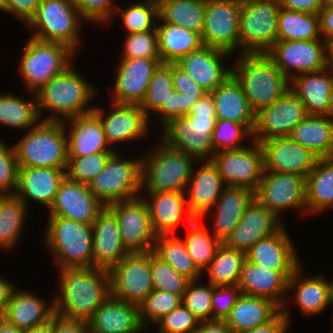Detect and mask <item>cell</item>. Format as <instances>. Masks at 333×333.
I'll use <instances>...</instances> for the list:
<instances>
[{"instance_id":"cell-51","label":"cell","mask_w":333,"mask_h":333,"mask_svg":"<svg viewBox=\"0 0 333 333\" xmlns=\"http://www.w3.org/2000/svg\"><path fill=\"white\" fill-rule=\"evenodd\" d=\"M151 272L153 289L168 291L182 297L188 283L191 281L179 274L170 264L163 261L151 251Z\"/></svg>"},{"instance_id":"cell-12","label":"cell","mask_w":333,"mask_h":333,"mask_svg":"<svg viewBox=\"0 0 333 333\" xmlns=\"http://www.w3.org/2000/svg\"><path fill=\"white\" fill-rule=\"evenodd\" d=\"M110 295L139 305L154 289L151 252L128 253L109 271Z\"/></svg>"},{"instance_id":"cell-46","label":"cell","mask_w":333,"mask_h":333,"mask_svg":"<svg viewBox=\"0 0 333 333\" xmlns=\"http://www.w3.org/2000/svg\"><path fill=\"white\" fill-rule=\"evenodd\" d=\"M245 261L246 253L222 243L210 265L204 270L208 274L207 282L213 286L237 285Z\"/></svg>"},{"instance_id":"cell-16","label":"cell","mask_w":333,"mask_h":333,"mask_svg":"<svg viewBox=\"0 0 333 333\" xmlns=\"http://www.w3.org/2000/svg\"><path fill=\"white\" fill-rule=\"evenodd\" d=\"M251 142L253 145L213 155L212 161L226 186L257 190L264 172L263 150L258 142Z\"/></svg>"},{"instance_id":"cell-68","label":"cell","mask_w":333,"mask_h":333,"mask_svg":"<svg viewBox=\"0 0 333 333\" xmlns=\"http://www.w3.org/2000/svg\"><path fill=\"white\" fill-rule=\"evenodd\" d=\"M318 15L321 38L325 40L333 37V7L324 5Z\"/></svg>"},{"instance_id":"cell-75","label":"cell","mask_w":333,"mask_h":333,"mask_svg":"<svg viewBox=\"0 0 333 333\" xmlns=\"http://www.w3.org/2000/svg\"><path fill=\"white\" fill-rule=\"evenodd\" d=\"M324 5L333 7V0H324Z\"/></svg>"},{"instance_id":"cell-7","label":"cell","mask_w":333,"mask_h":333,"mask_svg":"<svg viewBox=\"0 0 333 333\" xmlns=\"http://www.w3.org/2000/svg\"><path fill=\"white\" fill-rule=\"evenodd\" d=\"M44 243L60 269L93 267L92 226L59 216H48Z\"/></svg>"},{"instance_id":"cell-61","label":"cell","mask_w":333,"mask_h":333,"mask_svg":"<svg viewBox=\"0 0 333 333\" xmlns=\"http://www.w3.org/2000/svg\"><path fill=\"white\" fill-rule=\"evenodd\" d=\"M237 285L215 286L212 295V320H225L241 295Z\"/></svg>"},{"instance_id":"cell-38","label":"cell","mask_w":333,"mask_h":333,"mask_svg":"<svg viewBox=\"0 0 333 333\" xmlns=\"http://www.w3.org/2000/svg\"><path fill=\"white\" fill-rule=\"evenodd\" d=\"M289 137L318 158L333 157V115H307Z\"/></svg>"},{"instance_id":"cell-65","label":"cell","mask_w":333,"mask_h":333,"mask_svg":"<svg viewBox=\"0 0 333 333\" xmlns=\"http://www.w3.org/2000/svg\"><path fill=\"white\" fill-rule=\"evenodd\" d=\"M52 333H89L88 321L53 315Z\"/></svg>"},{"instance_id":"cell-44","label":"cell","mask_w":333,"mask_h":333,"mask_svg":"<svg viewBox=\"0 0 333 333\" xmlns=\"http://www.w3.org/2000/svg\"><path fill=\"white\" fill-rule=\"evenodd\" d=\"M27 208L14 194L0 195V248L15 247L25 227Z\"/></svg>"},{"instance_id":"cell-6","label":"cell","mask_w":333,"mask_h":333,"mask_svg":"<svg viewBox=\"0 0 333 333\" xmlns=\"http://www.w3.org/2000/svg\"><path fill=\"white\" fill-rule=\"evenodd\" d=\"M67 130L62 121L42 119L13 145L18 166L66 169Z\"/></svg>"},{"instance_id":"cell-41","label":"cell","mask_w":333,"mask_h":333,"mask_svg":"<svg viewBox=\"0 0 333 333\" xmlns=\"http://www.w3.org/2000/svg\"><path fill=\"white\" fill-rule=\"evenodd\" d=\"M305 179L307 214L333 208V157L318 158Z\"/></svg>"},{"instance_id":"cell-22","label":"cell","mask_w":333,"mask_h":333,"mask_svg":"<svg viewBox=\"0 0 333 333\" xmlns=\"http://www.w3.org/2000/svg\"><path fill=\"white\" fill-rule=\"evenodd\" d=\"M121 59L117 65L112 102L141 105L154 71L163 62L148 58Z\"/></svg>"},{"instance_id":"cell-28","label":"cell","mask_w":333,"mask_h":333,"mask_svg":"<svg viewBox=\"0 0 333 333\" xmlns=\"http://www.w3.org/2000/svg\"><path fill=\"white\" fill-rule=\"evenodd\" d=\"M293 273L263 268L246 259L237 286L242 294L268 298L282 308L287 300L284 295L288 292V280Z\"/></svg>"},{"instance_id":"cell-18","label":"cell","mask_w":333,"mask_h":333,"mask_svg":"<svg viewBox=\"0 0 333 333\" xmlns=\"http://www.w3.org/2000/svg\"><path fill=\"white\" fill-rule=\"evenodd\" d=\"M307 116L297 95L288 89L278 100L256 113L254 141L289 137L294 127Z\"/></svg>"},{"instance_id":"cell-50","label":"cell","mask_w":333,"mask_h":333,"mask_svg":"<svg viewBox=\"0 0 333 333\" xmlns=\"http://www.w3.org/2000/svg\"><path fill=\"white\" fill-rule=\"evenodd\" d=\"M181 301L182 297L178 294L154 289L138 305L140 321L143 327L146 329L150 323L151 325L153 323L156 324L161 318L177 308Z\"/></svg>"},{"instance_id":"cell-25","label":"cell","mask_w":333,"mask_h":333,"mask_svg":"<svg viewBox=\"0 0 333 333\" xmlns=\"http://www.w3.org/2000/svg\"><path fill=\"white\" fill-rule=\"evenodd\" d=\"M228 55L231 56L223 50L202 45L198 50L182 56L176 63L207 93H211L231 75V67L223 64Z\"/></svg>"},{"instance_id":"cell-35","label":"cell","mask_w":333,"mask_h":333,"mask_svg":"<svg viewBox=\"0 0 333 333\" xmlns=\"http://www.w3.org/2000/svg\"><path fill=\"white\" fill-rule=\"evenodd\" d=\"M144 197L156 236L175 234L188 207L185 192H148ZM147 198V199H146Z\"/></svg>"},{"instance_id":"cell-64","label":"cell","mask_w":333,"mask_h":333,"mask_svg":"<svg viewBox=\"0 0 333 333\" xmlns=\"http://www.w3.org/2000/svg\"><path fill=\"white\" fill-rule=\"evenodd\" d=\"M283 306L281 310L267 323L241 333H286L290 325L289 309Z\"/></svg>"},{"instance_id":"cell-5","label":"cell","mask_w":333,"mask_h":333,"mask_svg":"<svg viewBox=\"0 0 333 333\" xmlns=\"http://www.w3.org/2000/svg\"><path fill=\"white\" fill-rule=\"evenodd\" d=\"M160 143L141 158V192H185L196 160L163 139Z\"/></svg>"},{"instance_id":"cell-20","label":"cell","mask_w":333,"mask_h":333,"mask_svg":"<svg viewBox=\"0 0 333 333\" xmlns=\"http://www.w3.org/2000/svg\"><path fill=\"white\" fill-rule=\"evenodd\" d=\"M263 150L264 171L300 176L314 168L318 157L290 137H276L259 143Z\"/></svg>"},{"instance_id":"cell-24","label":"cell","mask_w":333,"mask_h":333,"mask_svg":"<svg viewBox=\"0 0 333 333\" xmlns=\"http://www.w3.org/2000/svg\"><path fill=\"white\" fill-rule=\"evenodd\" d=\"M91 226L93 267L109 271L130 253L124 247L115 214L105 206Z\"/></svg>"},{"instance_id":"cell-36","label":"cell","mask_w":333,"mask_h":333,"mask_svg":"<svg viewBox=\"0 0 333 333\" xmlns=\"http://www.w3.org/2000/svg\"><path fill=\"white\" fill-rule=\"evenodd\" d=\"M302 264L294 271L288 280V291H294L291 298L293 303L306 316H314L323 312L332 304L329 292V283L323 276L306 277L302 276ZM301 275V276H300Z\"/></svg>"},{"instance_id":"cell-27","label":"cell","mask_w":333,"mask_h":333,"mask_svg":"<svg viewBox=\"0 0 333 333\" xmlns=\"http://www.w3.org/2000/svg\"><path fill=\"white\" fill-rule=\"evenodd\" d=\"M298 257L285 227L260 239L246 253L249 262L274 271H295L301 265Z\"/></svg>"},{"instance_id":"cell-8","label":"cell","mask_w":333,"mask_h":333,"mask_svg":"<svg viewBox=\"0 0 333 333\" xmlns=\"http://www.w3.org/2000/svg\"><path fill=\"white\" fill-rule=\"evenodd\" d=\"M279 0H242L238 48L240 54L266 53L277 41Z\"/></svg>"},{"instance_id":"cell-56","label":"cell","mask_w":333,"mask_h":333,"mask_svg":"<svg viewBox=\"0 0 333 333\" xmlns=\"http://www.w3.org/2000/svg\"><path fill=\"white\" fill-rule=\"evenodd\" d=\"M122 58H160L157 29L145 32L128 33L123 43Z\"/></svg>"},{"instance_id":"cell-42","label":"cell","mask_w":333,"mask_h":333,"mask_svg":"<svg viewBox=\"0 0 333 333\" xmlns=\"http://www.w3.org/2000/svg\"><path fill=\"white\" fill-rule=\"evenodd\" d=\"M158 3L159 17L165 23L180 25L201 36L206 0H158Z\"/></svg>"},{"instance_id":"cell-67","label":"cell","mask_w":333,"mask_h":333,"mask_svg":"<svg viewBox=\"0 0 333 333\" xmlns=\"http://www.w3.org/2000/svg\"><path fill=\"white\" fill-rule=\"evenodd\" d=\"M206 214H208V213L201 211L199 209L190 208V207H187L184 210L181 220L185 219L184 221H186L190 227L188 229V232L186 233V236H189L192 234H199L207 229L204 227V224L200 223L201 220H203L202 218H204L206 216Z\"/></svg>"},{"instance_id":"cell-23","label":"cell","mask_w":333,"mask_h":333,"mask_svg":"<svg viewBox=\"0 0 333 333\" xmlns=\"http://www.w3.org/2000/svg\"><path fill=\"white\" fill-rule=\"evenodd\" d=\"M112 106H114L113 111L108 114H105L103 108L98 106L93 109L102 123L109 145L128 143L146 137L150 119L145 115L140 105L114 102Z\"/></svg>"},{"instance_id":"cell-10","label":"cell","mask_w":333,"mask_h":333,"mask_svg":"<svg viewBox=\"0 0 333 333\" xmlns=\"http://www.w3.org/2000/svg\"><path fill=\"white\" fill-rule=\"evenodd\" d=\"M81 17L71 0H42L35 16L26 26H30V30L34 27L31 37L61 43L76 52L81 42Z\"/></svg>"},{"instance_id":"cell-11","label":"cell","mask_w":333,"mask_h":333,"mask_svg":"<svg viewBox=\"0 0 333 333\" xmlns=\"http://www.w3.org/2000/svg\"><path fill=\"white\" fill-rule=\"evenodd\" d=\"M27 41L18 69L25 86L34 94L71 65L75 52L57 42L40 41L33 37Z\"/></svg>"},{"instance_id":"cell-59","label":"cell","mask_w":333,"mask_h":333,"mask_svg":"<svg viewBox=\"0 0 333 333\" xmlns=\"http://www.w3.org/2000/svg\"><path fill=\"white\" fill-rule=\"evenodd\" d=\"M172 82L174 90L184 94L187 99V114L190 113L197 101L207 93L176 62L172 63Z\"/></svg>"},{"instance_id":"cell-43","label":"cell","mask_w":333,"mask_h":333,"mask_svg":"<svg viewBox=\"0 0 333 333\" xmlns=\"http://www.w3.org/2000/svg\"><path fill=\"white\" fill-rule=\"evenodd\" d=\"M320 35L319 15L280 8L277 40H316Z\"/></svg>"},{"instance_id":"cell-26","label":"cell","mask_w":333,"mask_h":333,"mask_svg":"<svg viewBox=\"0 0 333 333\" xmlns=\"http://www.w3.org/2000/svg\"><path fill=\"white\" fill-rule=\"evenodd\" d=\"M290 89L304 105L307 115H333V71L325 68L317 72L295 75Z\"/></svg>"},{"instance_id":"cell-17","label":"cell","mask_w":333,"mask_h":333,"mask_svg":"<svg viewBox=\"0 0 333 333\" xmlns=\"http://www.w3.org/2000/svg\"><path fill=\"white\" fill-rule=\"evenodd\" d=\"M265 54L289 80L295 75L327 68L323 39L277 40Z\"/></svg>"},{"instance_id":"cell-72","label":"cell","mask_w":333,"mask_h":333,"mask_svg":"<svg viewBox=\"0 0 333 333\" xmlns=\"http://www.w3.org/2000/svg\"><path fill=\"white\" fill-rule=\"evenodd\" d=\"M325 42V54H326V66L333 71V37H329L324 40Z\"/></svg>"},{"instance_id":"cell-1","label":"cell","mask_w":333,"mask_h":333,"mask_svg":"<svg viewBox=\"0 0 333 333\" xmlns=\"http://www.w3.org/2000/svg\"><path fill=\"white\" fill-rule=\"evenodd\" d=\"M60 292L54 298L55 313L88 321L110 295L108 270L95 267L65 268L59 271Z\"/></svg>"},{"instance_id":"cell-70","label":"cell","mask_w":333,"mask_h":333,"mask_svg":"<svg viewBox=\"0 0 333 333\" xmlns=\"http://www.w3.org/2000/svg\"><path fill=\"white\" fill-rule=\"evenodd\" d=\"M16 288L13 283L5 280L2 276L0 277V314L3 313L8 301L11 298L12 292Z\"/></svg>"},{"instance_id":"cell-69","label":"cell","mask_w":333,"mask_h":333,"mask_svg":"<svg viewBox=\"0 0 333 333\" xmlns=\"http://www.w3.org/2000/svg\"><path fill=\"white\" fill-rule=\"evenodd\" d=\"M194 333H233L225 320H207L199 322Z\"/></svg>"},{"instance_id":"cell-49","label":"cell","mask_w":333,"mask_h":333,"mask_svg":"<svg viewBox=\"0 0 333 333\" xmlns=\"http://www.w3.org/2000/svg\"><path fill=\"white\" fill-rule=\"evenodd\" d=\"M173 90L172 63H161L154 71L145 99L140 105L145 115L150 118L151 111L157 112L163 105H168Z\"/></svg>"},{"instance_id":"cell-29","label":"cell","mask_w":333,"mask_h":333,"mask_svg":"<svg viewBox=\"0 0 333 333\" xmlns=\"http://www.w3.org/2000/svg\"><path fill=\"white\" fill-rule=\"evenodd\" d=\"M62 123L65 127L70 124L66 133L68 157L116 151L106 141L102 123L94 112L68 118Z\"/></svg>"},{"instance_id":"cell-66","label":"cell","mask_w":333,"mask_h":333,"mask_svg":"<svg viewBox=\"0 0 333 333\" xmlns=\"http://www.w3.org/2000/svg\"><path fill=\"white\" fill-rule=\"evenodd\" d=\"M281 8L305 13L319 14L324 7V0H279Z\"/></svg>"},{"instance_id":"cell-32","label":"cell","mask_w":333,"mask_h":333,"mask_svg":"<svg viewBox=\"0 0 333 333\" xmlns=\"http://www.w3.org/2000/svg\"><path fill=\"white\" fill-rule=\"evenodd\" d=\"M47 303L39 295L36 296L27 290H14L1 314L2 319L20 330L30 329L52 319L55 314L54 300Z\"/></svg>"},{"instance_id":"cell-14","label":"cell","mask_w":333,"mask_h":333,"mask_svg":"<svg viewBox=\"0 0 333 333\" xmlns=\"http://www.w3.org/2000/svg\"><path fill=\"white\" fill-rule=\"evenodd\" d=\"M117 219L124 247L130 252H151L156 235L143 195L107 206Z\"/></svg>"},{"instance_id":"cell-9","label":"cell","mask_w":333,"mask_h":333,"mask_svg":"<svg viewBox=\"0 0 333 333\" xmlns=\"http://www.w3.org/2000/svg\"><path fill=\"white\" fill-rule=\"evenodd\" d=\"M114 151L103 170L88 183L89 190L104 205L141 196L142 159H124Z\"/></svg>"},{"instance_id":"cell-19","label":"cell","mask_w":333,"mask_h":333,"mask_svg":"<svg viewBox=\"0 0 333 333\" xmlns=\"http://www.w3.org/2000/svg\"><path fill=\"white\" fill-rule=\"evenodd\" d=\"M104 207L89 190L87 184L70 180L65 176L48 209V216H59L92 225Z\"/></svg>"},{"instance_id":"cell-62","label":"cell","mask_w":333,"mask_h":333,"mask_svg":"<svg viewBox=\"0 0 333 333\" xmlns=\"http://www.w3.org/2000/svg\"><path fill=\"white\" fill-rule=\"evenodd\" d=\"M42 0H1L0 11L10 13L28 24L35 16Z\"/></svg>"},{"instance_id":"cell-4","label":"cell","mask_w":333,"mask_h":333,"mask_svg":"<svg viewBox=\"0 0 333 333\" xmlns=\"http://www.w3.org/2000/svg\"><path fill=\"white\" fill-rule=\"evenodd\" d=\"M238 56L237 65L231 66V75L240 84L255 113L290 89V80L265 53Z\"/></svg>"},{"instance_id":"cell-55","label":"cell","mask_w":333,"mask_h":333,"mask_svg":"<svg viewBox=\"0 0 333 333\" xmlns=\"http://www.w3.org/2000/svg\"><path fill=\"white\" fill-rule=\"evenodd\" d=\"M183 241L189 256L202 274L222 244L208 229L199 234L186 236Z\"/></svg>"},{"instance_id":"cell-52","label":"cell","mask_w":333,"mask_h":333,"mask_svg":"<svg viewBox=\"0 0 333 333\" xmlns=\"http://www.w3.org/2000/svg\"><path fill=\"white\" fill-rule=\"evenodd\" d=\"M211 137L215 153H218L221 151L238 150L245 147L244 144L241 145L240 142H242V140L246 141L248 137L251 141V139H253V133L243 124L217 119Z\"/></svg>"},{"instance_id":"cell-57","label":"cell","mask_w":333,"mask_h":333,"mask_svg":"<svg viewBox=\"0 0 333 333\" xmlns=\"http://www.w3.org/2000/svg\"><path fill=\"white\" fill-rule=\"evenodd\" d=\"M199 322L181 303L156 323L159 328L155 333H194L198 328Z\"/></svg>"},{"instance_id":"cell-73","label":"cell","mask_w":333,"mask_h":333,"mask_svg":"<svg viewBox=\"0 0 333 333\" xmlns=\"http://www.w3.org/2000/svg\"><path fill=\"white\" fill-rule=\"evenodd\" d=\"M0 333H23V330L6 323L3 319L0 321Z\"/></svg>"},{"instance_id":"cell-47","label":"cell","mask_w":333,"mask_h":333,"mask_svg":"<svg viewBox=\"0 0 333 333\" xmlns=\"http://www.w3.org/2000/svg\"><path fill=\"white\" fill-rule=\"evenodd\" d=\"M153 252L188 279L201 277L202 272L189 256L183 239L175 234L156 236Z\"/></svg>"},{"instance_id":"cell-2","label":"cell","mask_w":333,"mask_h":333,"mask_svg":"<svg viewBox=\"0 0 333 333\" xmlns=\"http://www.w3.org/2000/svg\"><path fill=\"white\" fill-rule=\"evenodd\" d=\"M216 120L213 96L206 93L189 114L172 118L162 127V139L170 146L186 152L196 161L212 160L215 150L211 134Z\"/></svg>"},{"instance_id":"cell-40","label":"cell","mask_w":333,"mask_h":333,"mask_svg":"<svg viewBox=\"0 0 333 333\" xmlns=\"http://www.w3.org/2000/svg\"><path fill=\"white\" fill-rule=\"evenodd\" d=\"M161 22L156 25L160 58L163 63L177 62L182 56L198 50L203 44L201 36L180 25ZM163 23V24H162Z\"/></svg>"},{"instance_id":"cell-60","label":"cell","mask_w":333,"mask_h":333,"mask_svg":"<svg viewBox=\"0 0 333 333\" xmlns=\"http://www.w3.org/2000/svg\"><path fill=\"white\" fill-rule=\"evenodd\" d=\"M82 18L81 20L92 21L95 23H107L115 15L114 0H71ZM114 9V10H113ZM113 13V14H112Z\"/></svg>"},{"instance_id":"cell-21","label":"cell","mask_w":333,"mask_h":333,"mask_svg":"<svg viewBox=\"0 0 333 333\" xmlns=\"http://www.w3.org/2000/svg\"><path fill=\"white\" fill-rule=\"evenodd\" d=\"M279 218L254 199L223 244L247 253L257 241L277 233L284 226Z\"/></svg>"},{"instance_id":"cell-48","label":"cell","mask_w":333,"mask_h":333,"mask_svg":"<svg viewBox=\"0 0 333 333\" xmlns=\"http://www.w3.org/2000/svg\"><path fill=\"white\" fill-rule=\"evenodd\" d=\"M115 14L118 16L120 14L127 33L145 32L156 28L155 20L159 18V3L158 0H144L132 2L127 9L116 6Z\"/></svg>"},{"instance_id":"cell-15","label":"cell","mask_w":333,"mask_h":333,"mask_svg":"<svg viewBox=\"0 0 333 333\" xmlns=\"http://www.w3.org/2000/svg\"><path fill=\"white\" fill-rule=\"evenodd\" d=\"M255 199L278 217L289 208L307 214L305 176L264 171L255 191Z\"/></svg>"},{"instance_id":"cell-63","label":"cell","mask_w":333,"mask_h":333,"mask_svg":"<svg viewBox=\"0 0 333 333\" xmlns=\"http://www.w3.org/2000/svg\"><path fill=\"white\" fill-rule=\"evenodd\" d=\"M158 113L162 127L172 118L187 115V99L184 94L173 90L168 98V105H163Z\"/></svg>"},{"instance_id":"cell-30","label":"cell","mask_w":333,"mask_h":333,"mask_svg":"<svg viewBox=\"0 0 333 333\" xmlns=\"http://www.w3.org/2000/svg\"><path fill=\"white\" fill-rule=\"evenodd\" d=\"M89 333H138L145 331L137 305L109 297L88 320Z\"/></svg>"},{"instance_id":"cell-34","label":"cell","mask_w":333,"mask_h":333,"mask_svg":"<svg viewBox=\"0 0 333 333\" xmlns=\"http://www.w3.org/2000/svg\"><path fill=\"white\" fill-rule=\"evenodd\" d=\"M211 95L214 99L217 119L243 124L253 133L256 113L249 105L240 84L232 75L213 90Z\"/></svg>"},{"instance_id":"cell-37","label":"cell","mask_w":333,"mask_h":333,"mask_svg":"<svg viewBox=\"0 0 333 333\" xmlns=\"http://www.w3.org/2000/svg\"><path fill=\"white\" fill-rule=\"evenodd\" d=\"M194 170L187 185L188 192H185L187 206L210 213L226 185L212 160H204V164Z\"/></svg>"},{"instance_id":"cell-74","label":"cell","mask_w":333,"mask_h":333,"mask_svg":"<svg viewBox=\"0 0 333 333\" xmlns=\"http://www.w3.org/2000/svg\"><path fill=\"white\" fill-rule=\"evenodd\" d=\"M328 283H329L330 299L333 304V277H332V281H330V282L328 281Z\"/></svg>"},{"instance_id":"cell-45","label":"cell","mask_w":333,"mask_h":333,"mask_svg":"<svg viewBox=\"0 0 333 333\" xmlns=\"http://www.w3.org/2000/svg\"><path fill=\"white\" fill-rule=\"evenodd\" d=\"M32 99L34 101L12 93H0V125L25 130L35 127L41 119L35 93Z\"/></svg>"},{"instance_id":"cell-13","label":"cell","mask_w":333,"mask_h":333,"mask_svg":"<svg viewBox=\"0 0 333 333\" xmlns=\"http://www.w3.org/2000/svg\"><path fill=\"white\" fill-rule=\"evenodd\" d=\"M242 0H206L201 41L233 55L238 47Z\"/></svg>"},{"instance_id":"cell-33","label":"cell","mask_w":333,"mask_h":333,"mask_svg":"<svg viewBox=\"0 0 333 333\" xmlns=\"http://www.w3.org/2000/svg\"><path fill=\"white\" fill-rule=\"evenodd\" d=\"M255 199V192L242 186H225L215 205L212 233L221 243L234 231L247 207Z\"/></svg>"},{"instance_id":"cell-54","label":"cell","mask_w":333,"mask_h":333,"mask_svg":"<svg viewBox=\"0 0 333 333\" xmlns=\"http://www.w3.org/2000/svg\"><path fill=\"white\" fill-rule=\"evenodd\" d=\"M113 152H98L82 157H68L66 176L73 181L87 184L104 168Z\"/></svg>"},{"instance_id":"cell-58","label":"cell","mask_w":333,"mask_h":333,"mask_svg":"<svg viewBox=\"0 0 333 333\" xmlns=\"http://www.w3.org/2000/svg\"><path fill=\"white\" fill-rule=\"evenodd\" d=\"M18 162L12 146L0 138V195H13L17 187Z\"/></svg>"},{"instance_id":"cell-53","label":"cell","mask_w":333,"mask_h":333,"mask_svg":"<svg viewBox=\"0 0 333 333\" xmlns=\"http://www.w3.org/2000/svg\"><path fill=\"white\" fill-rule=\"evenodd\" d=\"M191 280L182 295L181 303L201 322L212 320V295L215 286L211 283L197 285Z\"/></svg>"},{"instance_id":"cell-31","label":"cell","mask_w":333,"mask_h":333,"mask_svg":"<svg viewBox=\"0 0 333 333\" xmlns=\"http://www.w3.org/2000/svg\"><path fill=\"white\" fill-rule=\"evenodd\" d=\"M65 176L66 169L19 167L14 195L21 199L26 206L28 198L49 209Z\"/></svg>"},{"instance_id":"cell-3","label":"cell","mask_w":333,"mask_h":333,"mask_svg":"<svg viewBox=\"0 0 333 333\" xmlns=\"http://www.w3.org/2000/svg\"><path fill=\"white\" fill-rule=\"evenodd\" d=\"M96 91L95 86L70 65L35 92L40 119L43 110L52 112V115L43 118L44 121H64L91 113L95 106L90 107L88 103L95 97Z\"/></svg>"},{"instance_id":"cell-71","label":"cell","mask_w":333,"mask_h":333,"mask_svg":"<svg viewBox=\"0 0 333 333\" xmlns=\"http://www.w3.org/2000/svg\"><path fill=\"white\" fill-rule=\"evenodd\" d=\"M53 332V317L51 320L31 327L30 329L23 330V333H52Z\"/></svg>"},{"instance_id":"cell-39","label":"cell","mask_w":333,"mask_h":333,"mask_svg":"<svg viewBox=\"0 0 333 333\" xmlns=\"http://www.w3.org/2000/svg\"><path fill=\"white\" fill-rule=\"evenodd\" d=\"M281 308L272 300L241 294L225 322L233 333L251 330L270 321Z\"/></svg>"}]
</instances>
